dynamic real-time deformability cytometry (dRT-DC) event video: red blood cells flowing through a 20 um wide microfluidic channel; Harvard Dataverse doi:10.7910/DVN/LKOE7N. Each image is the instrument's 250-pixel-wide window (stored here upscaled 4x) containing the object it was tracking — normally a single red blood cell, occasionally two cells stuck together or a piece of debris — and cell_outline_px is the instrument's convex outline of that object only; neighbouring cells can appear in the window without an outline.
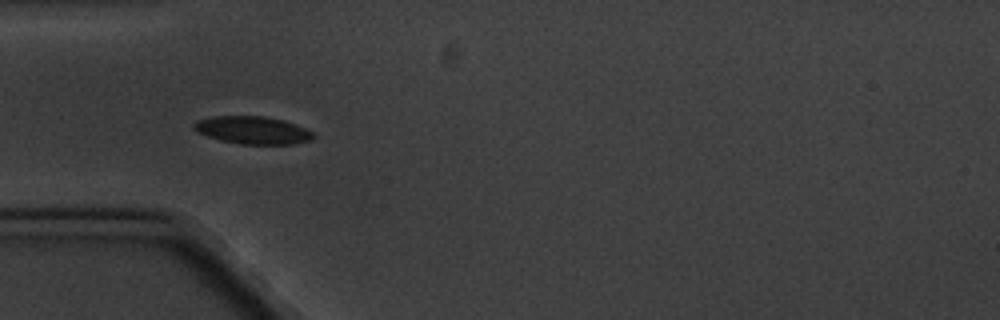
{"species": "common noctule bat (a hibernating species)", "species_latin": "Nyctalus noctula", "temperature_condition": "cold", "stored_images_in_passage": 6, "camera_frame_rate_fps": 3000, "um_per_image_px": 0.085, "animal": {"sex": "male", "body_mass_g": 20.1, "forearm_length_mm": 53.5}, "frame": {"image": 1, "passage_image": 5, "time_ms": 4.667, "image_size_px": [1000, 320], "cell_outline_px": [[316, 136], [312, 140], [296, 144], [240, 144], [220, 140], [196, 132], [192, 128], [192, 124], [200, 120], [212, 116], [264, 116], [280, 120], [304, 128], [312, 132]], "centroid_in_image_um": [21.46, 11.08], "position_along_channel_um": 63.5, "area_um2": 19.13}}